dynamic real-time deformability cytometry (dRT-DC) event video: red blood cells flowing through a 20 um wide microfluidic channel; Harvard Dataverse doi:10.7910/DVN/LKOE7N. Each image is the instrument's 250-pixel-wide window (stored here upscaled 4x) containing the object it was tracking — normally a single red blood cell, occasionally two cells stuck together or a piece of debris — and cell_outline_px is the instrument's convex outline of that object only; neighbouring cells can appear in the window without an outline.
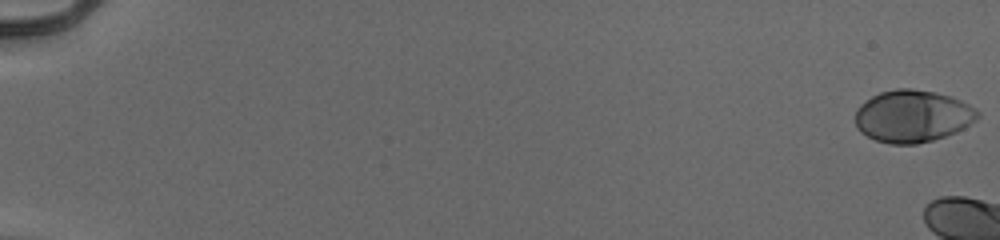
{"species": "human", "species_latin": "Homo sapiens", "temperature_condition": "cold", "stored_images_in_passage": 11, "camera_frame_rate_fps": 3000, "um_per_image_px": 0.085, "donor": {"sex": "male"}, "frame": {"image": 1, "passage_image": 1, "time_ms": 0.0, "image_size_px": [1000, 240], "cell_outline_px": [[980, 116], [976, 120], [964, 128], [956, 132], [932, 140], [916, 144], [888, 144], [876, 140], [860, 132], [856, 128], [856, 108], [860, 104], [872, 96], [880, 92], [896, 88], [912, 88], [936, 92], [952, 96], [976, 108], [980, 112]], "centroid_in_image_um": [77.58, 9.86], "position_along_channel_um": 7.4, "area_um2": 37.51}}